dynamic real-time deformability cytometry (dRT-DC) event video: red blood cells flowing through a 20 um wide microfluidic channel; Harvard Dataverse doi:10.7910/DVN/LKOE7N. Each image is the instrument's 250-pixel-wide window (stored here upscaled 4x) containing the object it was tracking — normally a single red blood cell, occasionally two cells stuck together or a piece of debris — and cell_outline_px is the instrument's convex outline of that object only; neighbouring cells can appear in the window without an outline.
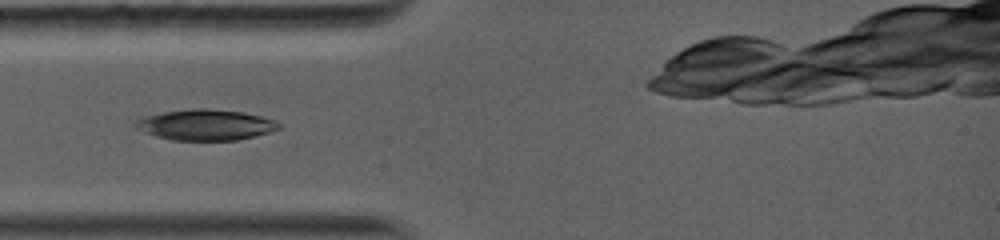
{"species": "common noctule bat (a hibernating species)", "species_latin": "Nyctalus noctula", "temperature_condition": "warm", "stored_images_in_passage": 12, "camera_frame_rate_fps": 5000, "um_per_image_px": 0.085, "animal": {"sex": "female", "body_mass_g": 19.0, "forearm_length_mm": 56.7}, "frame": {"image": 1, "passage_image": 2, "time_ms": 1.0, "image_size_px": [1000, 240], "cell_outline_px": [[280, 128], [268, 132], [236, 140], [172, 140], [156, 136], [144, 132], [136, 128], [132, 124], [136, 120], [144, 116], [164, 112], [192, 108], [208, 108], [244, 112], [260, 116], [272, 120], [280, 124]], "centroid_in_image_um": [17.42, 10.6], "position_along_channel_um": 67.6, "area_um2": 25.55}}
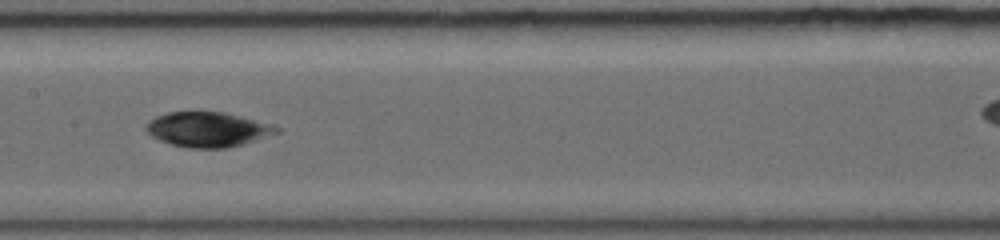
{"frame": {"image": 2, "passage_image": 5, "time_ms": 4.0, "image_size_px": [1000, 240], "cell_outline_px": [[280, 132], [244, 144], [228, 148], [188, 148], [172, 144], [160, 140], [152, 136], [144, 128], [148, 120], [156, 116], [168, 112], [192, 108], [200, 108], [224, 112], [272, 124], [280, 128]], "centroid_in_image_um": [17.63, 10.95], "position_along_channel_um": 189.8, "area_um2": 27.46}}
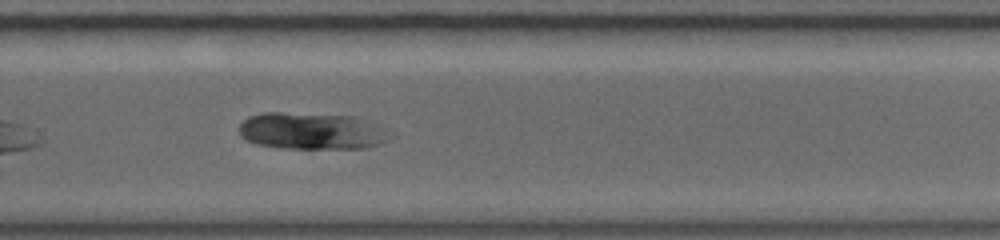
{"frame": {"image": 3, "passage_image": 8, "time_ms": 6.8, "image_size_px": [1000, 240], "cell_outline_px": [[396, 136], [380, 144], [368, 148], [280, 148], [256, 144], [240, 136], [240, 124], [248, 116], [260, 112], [284, 112], [356, 116], [372, 120], [392, 128], [396, 132]], "centroid_in_image_um": [26.66, 11.12], "position_along_channel_um": 303.1, "area_um2": 33.58}}